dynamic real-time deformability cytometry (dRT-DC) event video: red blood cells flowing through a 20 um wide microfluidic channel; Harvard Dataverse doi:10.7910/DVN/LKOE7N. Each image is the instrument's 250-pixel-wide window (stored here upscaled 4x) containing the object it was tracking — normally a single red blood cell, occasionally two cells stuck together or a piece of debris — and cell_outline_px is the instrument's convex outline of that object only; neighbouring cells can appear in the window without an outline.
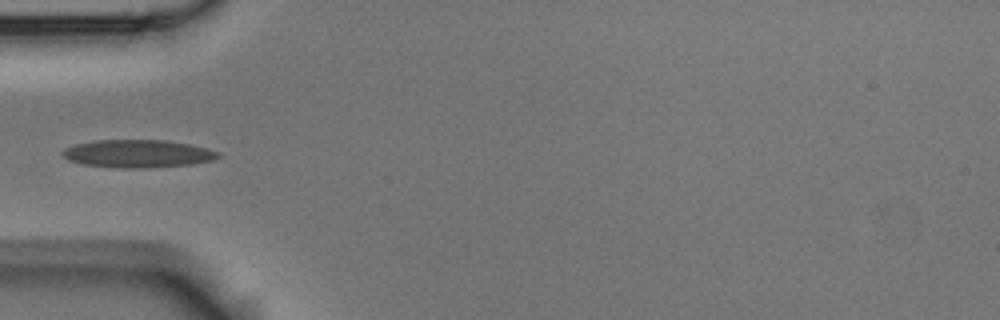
{"species": "Egyptian fruit bat (a non-hibernating species)", "species_latin": "Rousettus aegyptiacus", "temperature_condition": "room temperature", "stored_images_in_passage": 7, "camera_frame_rate_fps": 3000, "um_per_image_px": 0.085, "animal": {"sex": "male"}, "frame": {"image": 1, "passage_image": 4, "time_ms": 1.0, "image_size_px": [1000, 320], "cell_outline_px": [[220, 156], [212, 160], [192, 164], [144, 168], [116, 168], [84, 164], [68, 160], [60, 152], [64, 148], [76, 144], [92, 140], [164, 140], [188, 144], [208, 148], [220, 152]], "centroid_in_image_um": [11.69, 13.06], "position_along_channel_um": 73.3, "area_um2": 25.26}}
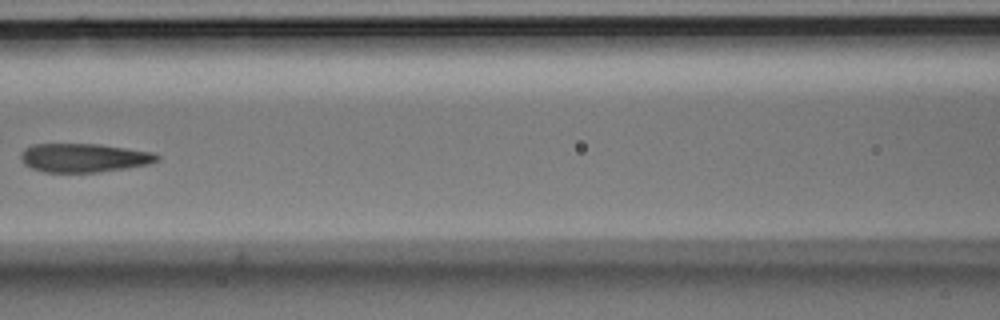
{"frame": {"image": 2, "passage_image": 6, "time_ms": 1.667, "image_size_px": [1000, 320], "cell_outline_px": [[160, 160], [148, 164], [128, 168], [96, 172], [44, 172], [32, 168], [24, 164], [20, 160], [20, 152], [24, 148], [32, 144], [100, 144], [152, 152], [160, 156]], "centroid_in_image_um": [7.11, 13.41], "position_along_channel_um": 159.5, "area_um2": 22.95}}
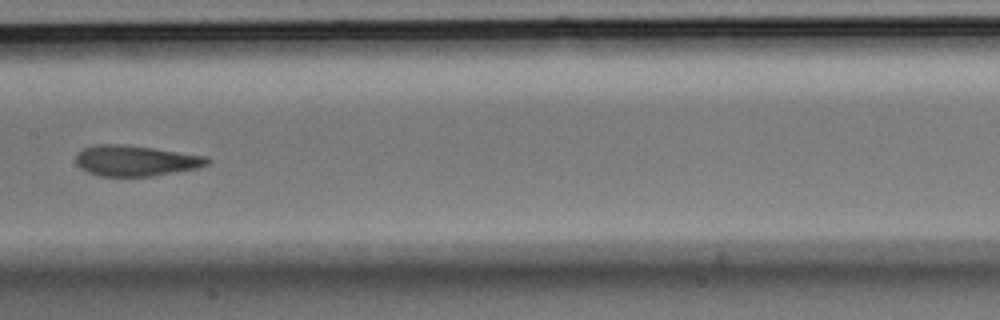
{"frame": {"image": 3, "passage_image": 7, "time_ms": 2.0, "image_size_px": [1000, 320], "cell_outline_px": [[212, 160], [208, 164], [196, 168], [152, 176], [100, 176], [88, 172], [80, 168], [76, 164], [76, 156], [84, 148], [96, 144], [120, 144], [152, 148], [204, 156]], "centroid_in_image_um": [11.5, 13.66], "position_along_channel_um": 195.9, "area_um2": 23.18}}